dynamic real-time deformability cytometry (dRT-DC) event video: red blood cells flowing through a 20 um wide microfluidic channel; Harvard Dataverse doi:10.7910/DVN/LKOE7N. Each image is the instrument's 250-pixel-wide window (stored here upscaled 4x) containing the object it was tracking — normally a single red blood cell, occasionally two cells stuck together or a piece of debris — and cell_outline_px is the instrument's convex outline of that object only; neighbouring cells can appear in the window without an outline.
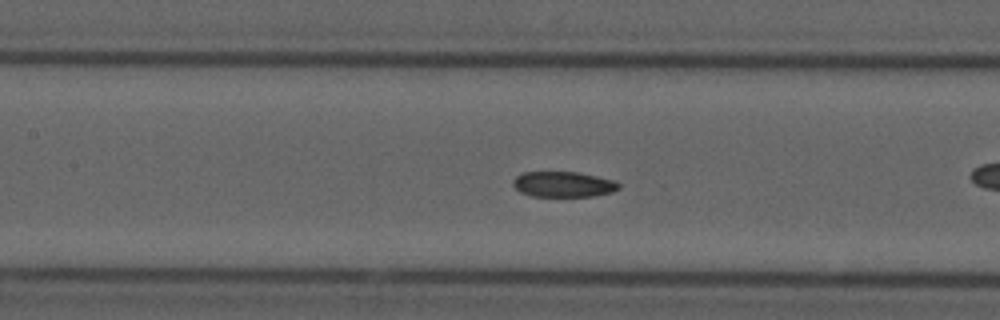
{"species": "common noctule bat (a hibernating species)", "species_latin": "Nyctalus noctula", "temperature_condition": "cold", "stored_images_in_passage": 56, "camera_frame_rate_fps": 3000, "um_per_image_px": 0.085, "animal": {"sex": "male", "forearm_length_mm": 52.5}, "frame": {"image": 1, "passage_image": 25, "time_ms": 8.0, "image_size_px": [1000, 320], "cell_outline_px": [[620, 188], [612, 192], [592, 196], [532, 196], [520, 192], [512, 184], [512, 180], [516, 176], [524, 172], [576, 172], [596, 176], [612, 180], [620, 184]], "centroid_in_image_um": [47.86, 15.66], "position_along_channel_um": 159.5, "area_um2": 15.61}}
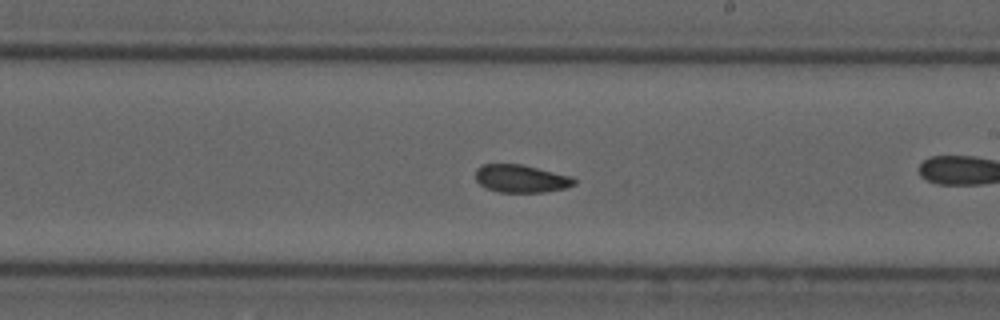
{"frame": {"image": 2, "passage_image": 32, "time_ms": 10.333, "image_size_px": [1000, 320], "cell_outline_px": [[576, 184], [564, 188], [544, 192], [500, 192], [484, 188], [476, 180], [476, 168], [484, 164], [520, 164], [572, 176], [576, 180]], "centroid_in_image_um": [44.28, 15.18], "position_along_channel_um": 244.7, "area_um2": 15.95}}